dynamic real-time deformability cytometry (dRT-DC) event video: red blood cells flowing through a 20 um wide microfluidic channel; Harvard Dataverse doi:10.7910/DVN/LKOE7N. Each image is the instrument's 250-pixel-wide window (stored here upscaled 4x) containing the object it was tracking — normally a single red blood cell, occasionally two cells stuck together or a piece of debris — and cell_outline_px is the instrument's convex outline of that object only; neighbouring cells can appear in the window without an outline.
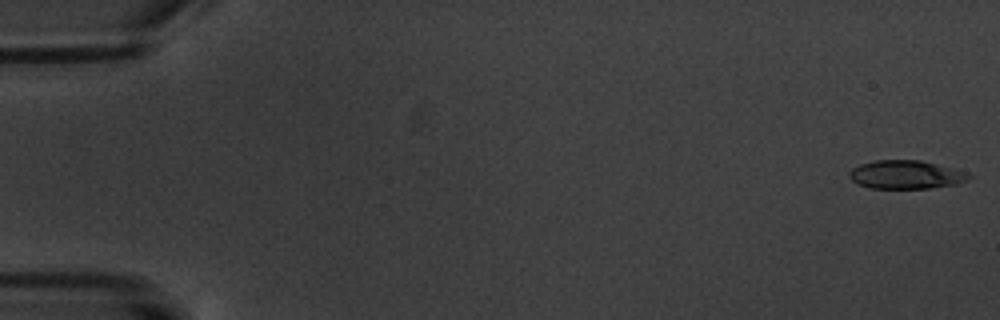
{"species": "common noctule bat (a hibernating species)", "species_latin": "Nyctalus noctula", "temperature_condition": "warm", "stored_images_in_passage": 6, "camera_frame_rate_fps": 3000, "um_per_image_px": 0.085, "animal": {"sex": "male", "body_mass_g": 20.1, "forearm_length_mm": 53.5}, "frame": {"image": 1, "passage_image": 1, "time_ms": 0.0, "image_size_px": [1000, 320], "cell_outline_px": [[972, 176], [956, 184], [928, 188], [872, 188], [860, 184], [852, 180], [848, 176], [848, 172], [852, 168], [860, 164], [876, 160], [920, 160], [968, 172]], "centroid_in_image_um": [76.97, 14.83], "position_along_channel_um": 8.0, "area_um2": 19.59}}
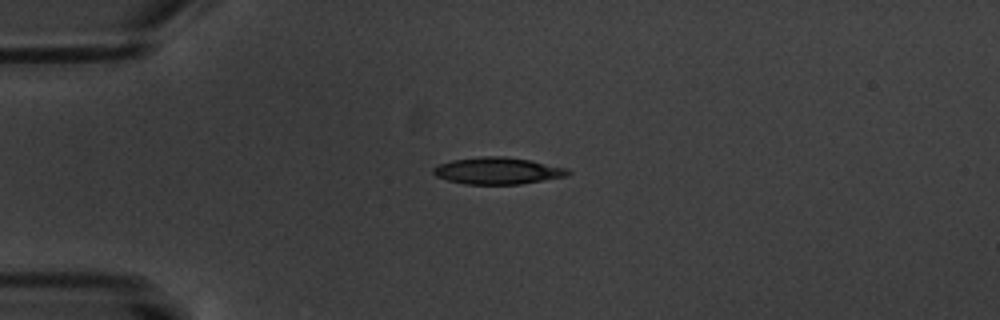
{"frame": {"image": 2, "passage_image": 5, "time_ms": 4.667, "image_size_px": [1000, 320], "cell_outline_px": [[572, 172], [568, 176], [520, 184], [464, 184], [448, 180], [436, 176], [432, 172], [432, 168], [440, 164], [452, 160], [480, 156], [504, 156], [532, 160], [568, 168]], "centroid_in_image_um": [42.33, 14.51], "position_along_channel_um": 42.7, "area_um2": 21.21}}